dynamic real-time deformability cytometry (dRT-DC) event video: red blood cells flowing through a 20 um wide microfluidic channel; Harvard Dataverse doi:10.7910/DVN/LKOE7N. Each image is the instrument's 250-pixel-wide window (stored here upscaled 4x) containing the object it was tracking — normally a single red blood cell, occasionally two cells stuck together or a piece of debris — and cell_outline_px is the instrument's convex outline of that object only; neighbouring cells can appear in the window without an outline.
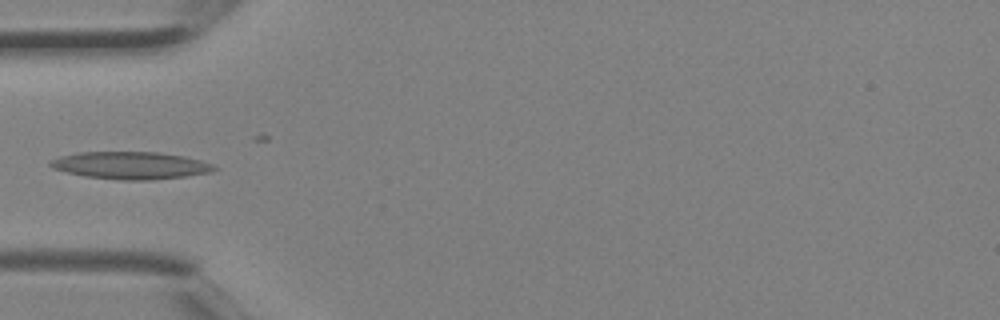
{"species": "Egyptian fruit bat (a non-hibernating species)", "species_latin": "Rousettus aegyptiacus", "temperature_condition": "room temperature", "stored_images_in_passage": 5, "camera_frame_rate_fps": 3000, "um_per_image_px": 0.085, "animal": {"sex": "female"}, "frame": {"image": 1, "passage_image": 4, "time_ms": 1.0, "image_size_px": [1000, 320], "cell_outline_px": [[220, 168], [212, 172], [184, 176], [152, 180], [124, 180], [84, 176], [52, 168], [48, 164], [48, 160], [60, 156], [80, 152], [160, 152], [184, 156], [200, 160], [212, 164]], "centroid_in_image_um": [11.11, 14.05], "position_along_channel_um": 73.9, "area_um2": 26.18}}